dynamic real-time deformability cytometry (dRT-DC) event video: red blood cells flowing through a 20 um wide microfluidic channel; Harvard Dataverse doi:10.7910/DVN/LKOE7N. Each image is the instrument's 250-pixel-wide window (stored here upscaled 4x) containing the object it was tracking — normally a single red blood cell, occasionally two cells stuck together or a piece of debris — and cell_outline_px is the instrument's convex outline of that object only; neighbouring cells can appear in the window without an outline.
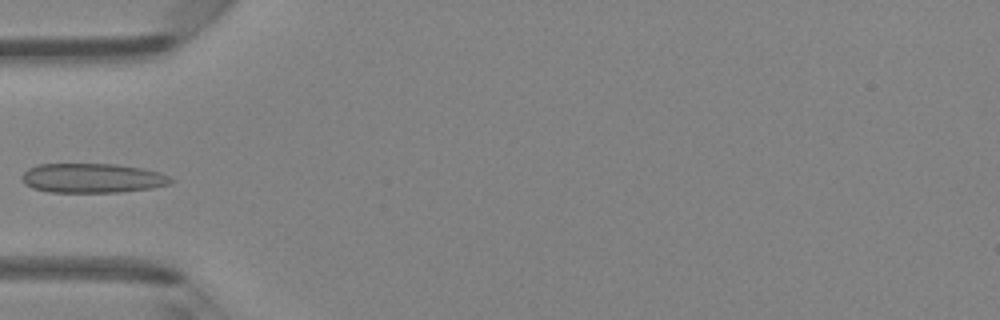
{"species": "Egyptian fruit bat (a non-hibernating species)", "species_latin": "Rousettus aegyptiacus", "temperature_condition": "room temperature", "stored_images_in_passage": 5, "camera_frame_rate_fps": 3000, "um_per_image_px": 0.085, "animal": {"sex": "female"}, "frame": {"image": 1, "passage_image": 5, "time_ms": 1.333, "image_size_px": [1000, 320], "cell_outline_px": [[176, 180], [168, 184], [152, 188], [120, 192], [48, 192], [32, 188], [24, 184], [20, 176], [28, 168], [36, 164], [120, 164], [144, 168], [160, 172]], "centroid_in_image_um": [7.84, 15.13], "position_along_channel_um": 77.2, "area_um2": 25.89}}